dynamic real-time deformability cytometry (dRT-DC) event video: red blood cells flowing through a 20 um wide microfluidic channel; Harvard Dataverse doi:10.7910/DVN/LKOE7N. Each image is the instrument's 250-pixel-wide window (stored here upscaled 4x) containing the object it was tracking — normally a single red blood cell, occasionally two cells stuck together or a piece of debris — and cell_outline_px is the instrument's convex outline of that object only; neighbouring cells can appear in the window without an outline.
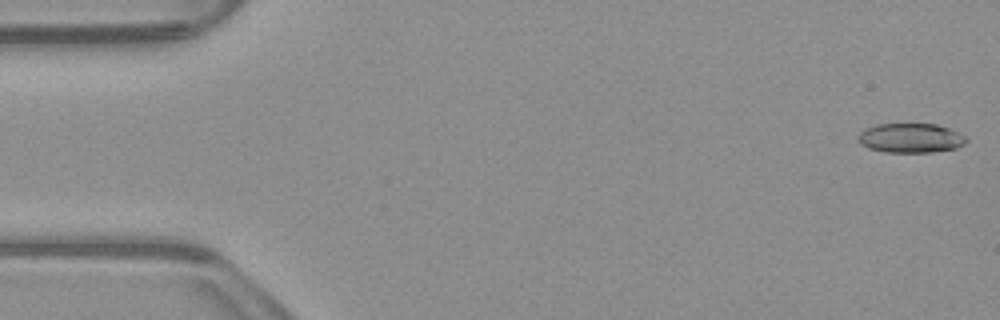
{"species": "common noctule bat (a hibernating species)", "species_latin": "Nyctalus noctula", "temperature_condition": "warm", "stored_images_in_passage": 52, "camera_frame_rate_fps": 3000, "um_per_image_px": 0.085, "animal": {"sex": "male", "body_mass_g": 23.1, "forearm_length_mm": 52.7}, "frame": {"image": 1, "passage_image": 1, "time_ms": 0.0, "image_size_px": [1000, 320], "cell_outline_px": [[968, 140], [964, 144], [956, 148], [932, 152], [884, 152], [868, 148], [860, 144], [860, 132], [864, 128], [876, 124], [936, 124], [948, 128], [968, 136]], "centroid_in_image_um": [77.43, 11.73], "position_along_channel_um": 7.6, "area_um2": 18.61}}
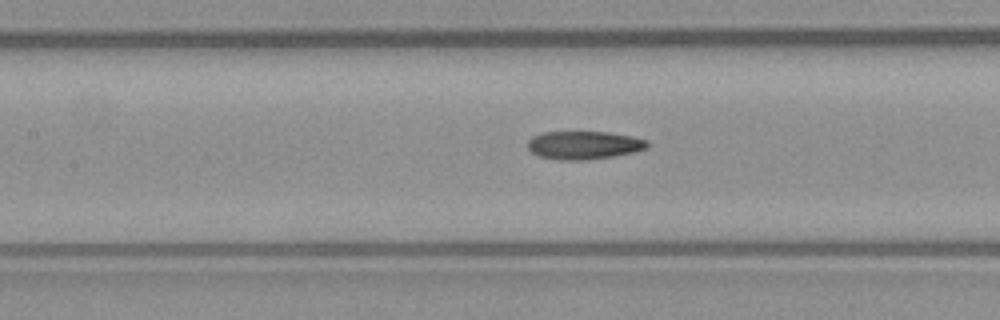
{"frame": {"image": 2, "passage_image": 23, "time_ms": 7.333, "image_size_px": [1000, 320], "cell_outline_px": [[648, 148], [616, 156], [584, 160], [560, 160], [536, 156], [528, 148], [528, 140], [532, 136], [540, 132], [608, 132], [632, 136], [648, 140]], "centroid_in_image_um": [49.61, 12.34], "position_along_channel_um": 157.8, "area_um2": 19.83}}
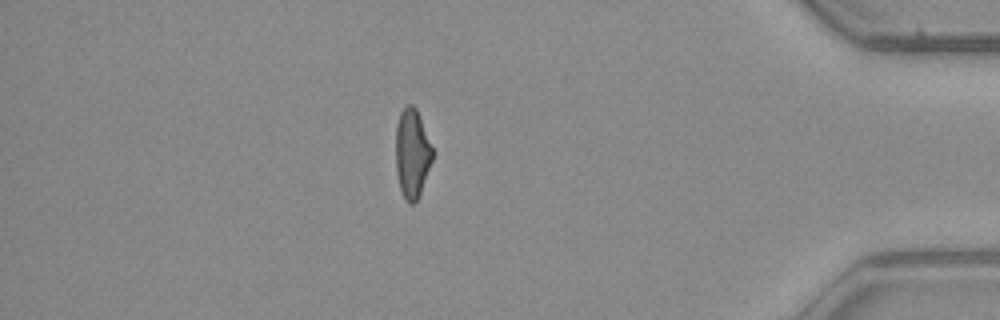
{"frame": {"image": 3, "passage_image": 45, "time_ms": 14.667, "image_size_px": [1000, 320], "cell_outline_px": [[432, 160], [420, 192], [416, 200], [412, 204], [408, 204], [404, 200], [400, 188], [396, 172], [396, 124], [400, 112], [408, 104], [412, 104], [416, 108], [432, 148]], "centroid_in_image_um": [35.0, 13.04], "position_along_channel_um": 400.2, "area_um2": 18.79}, "authors_computed_cell_mechanics": {"area_um2": 19.7387, "velocity_mm_per_s": 3.9361, "shape_relaxation_time_tau1_ms": null, "shape_relaxation_time_tau2_ms": 4.4059, "deformation_change_tau1": null, "deformation_change_tau2": 0.133}}